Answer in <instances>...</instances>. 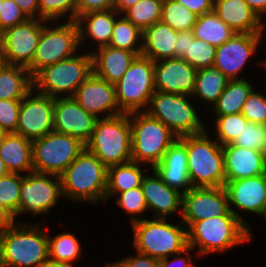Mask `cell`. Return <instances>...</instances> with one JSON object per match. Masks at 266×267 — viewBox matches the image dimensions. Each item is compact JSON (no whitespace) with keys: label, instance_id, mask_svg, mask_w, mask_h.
Masks as SVG:
<instances>
[{"label":"cell","instance_id":"60","mask_svg":"<svg viewBox=\"0 0 266 267\" xmlns=\"http://www.w3.org/2000/svg\"><path fill=\"white\" fill-rule=\"evenodd\" d=\"M107 267H126L121 261L108 264Z\"/></svg>","mask_w":266,"mask_h":267},{"label":"cell","instance_id":"37","mask_svg":"<svg viewBox=\"0 0 266 267\" xmlns=\"http://www.w3.org/2000/svg\"><path fill=\"white\" fill-rule=\"evenodd\" d=\"M198 15L176 0H163L161 22L175 31H192Z\"/></svg>","mask_w":266,"mask_h":267},{"label":"cell","instance_id":"54","mask_svg":"<svg viewBox=\"0 0 266 267\" xmlns=\"http://www.w3.org/2000/svg\"><path fill=\"white\" fill-rule=\"evenodd\" d=\"M14 222L12 214L0 204V231L11 226Z\"/></svg>","mask_w":266,"mask_h":267},{"label":"cell","instance_id":"34","mask_svg":"<svg viewBox=\"0 0 266 267\" xmlns=\"http://www.w3.org/2000/svg\"><path fill=\"white\" fill-rule=\"evenodd\" d=\"M230 79L214 66L197 69L192 95L208 104H215Z\"/></svg>","mask_w":266,"mask_h":267},{"label":"cell","instance_id":"52","mask_svg":"<svg viewBox=\"0 0 266 267\" xmlns=\"http://www.w3.org/2000/svg\"><path fill=\"white\" fill-rule=\"evenodd\" d=\"M28 19H39L38 0H14ZM38 17V18H37Z\"/></svg>","mask_w":266,"mask_h":267},{"label":"cell","instance_id":"29","mask_svg":"<svg viewBox=\"0 0 266 267\" xmlns=\"http://www.w3.org/2000/svg\"><path fill=\"white\" fill-rule=\"evenodd\" d=\"M116 16H119V14L113 8L105 11H91L79 16L75 20L79 29V43L90 36L92 40L99 43V48L108 46L113 34ZM84 21H88L85 28L82 27Z\"/></svg>","mask_w":266,"mask_h":267},{"label":"cell","instance_id":"23","mask_svg":"<svg viewBox=\"0 0 266 267\" xmlns=\"http://www.w3.org/2000/svg\"><path fill=\"white\" fill-rule=\"evenodd\" d=\"M152 171L164 181L169 187L178 191L183 189L182 194L192 188L188 174L186 145L179 139L167 149L160 163L156 164Z\"/></svg>","mask_w":266,"mask_h":267},{"label":"cell","instance_id":"59","mask_svg":"<svg viewBox=\"0 0 266 267\" xmlns=\"http://www.w3.org/2000/svg\"><path fill=\"white\" fill-rule=\"evenodd\" d=\"M6 65L5 57L0 46V71Z\"/></svg>","mask_w":266,"mask_h":267},{"label":"cell","instance_id":"12","mask_svg":"<svg viewBox=\"0 0 266 267\" xmlns=\"http://www.w3.org/2000/svg\"><path fill=\"white\" fill-rule=\"evenodd\" d=\"M79 43V29L76 21H68L55 28H42L32 64L28 67L34 78L42 69L74 56Z\"/></svg>","mask_w":266,"mask_h":267},{"label":"cell","instance_id":"51","mask_svg":"<svg viewBox=\"0 0 266 267\" xmlns=\"http://www.w3.org/2000/svg\"><path fill=\"white\" fill-rule=\"evenodd\" d=\"M190 250H193L190 246H188L184 251L177 253L178 258H176L173 261H168V257L162 258L159 260V267H175L177 264V267H193L191 260V255H188V257H180L182 253L186 252L189 253Z\"/></svg>","mask_w":266,"mask_h":267},{"label":"cell","instance_id":"25","mask_svg":"<svg viewBox=\"0 0 266 267\" xmlns=\"http://www.w3.org/2000/svg\"><path fill=\"white\" fill-rule=\"evenodd\" d=\"M213 11L236 33H262L263 23L245 0H214Z\"/></svg>","mask_w":266,"mask_h":267},{"label":"cell","instance_id":"61","mask_svg":"<svg viewBox=\"0 0 266 267\" xmlns=\"http://www.w3.org/2000/svg\"><path fill=\"white\" fill-rule=\"evenodd\" d=\"M5 134L6 133L0 128V142L2 141V138Z\"/></svg>","mask_w":266,"mask_h":267},{"label":"cell","instance_id":"58","mask_svg":"<svg viewBox=\"0 0 266 267\" xmlns=\"http://www.w3.org/2000/svg\"><path fill=\"white\" fill-rule=\"evenodd\" d=\"M9 171L6 168L4 161L2 160V158L0 157V178H2L4 175L8 174Z\"/></svg>","mask_w":266,"mask_h":267},{"label":"cell","instance_id":"5","mask_svg":"<svg viewBox=\"0 0 266 267\" xmlns=\"http://www.w3.org/2000/svg\"><path fill=\"white\" fill-rule=\"evenodd\" d=\"M85 146L106 167L132 161L130 113L98 118Z\"/></svg>","mask_w":266,"mask_h":267},{"label":"cell","instance_id":"1","mask_svg":"<svg viewBox=\"0 0 266 267\" xmlns=\"http://www.w3.org/2000/svg\"><path fill=\"white\" fill-rule=\"evenodd\" d=\"M19 224L0 231V267H40L49 258L48 235L37 224Z\"/></svg>","mask_w":266,"mask_h":267},{"label":"cell","instance_id":"27","mask_svg":"<svg viewBox=\"0 0 266 267\" xmlns=\"http://www.w3.org/2000/svg\"><path fill=\"white\" fill-rule=\"evenodd\" d=\"M0 157L10 173L34 172L32 140L16 133H6L0 142Z\"/></svg>","mask_w":266,"mask_h":267},{"label":"cell","instance_id":"7","mask_svg":"<svg viewBox=\"0 0 266 267\" xmlns=\"http://www.w3.org/2000/svg\"><path fill=\"white\" fill-rule=\"evenodd\" d=\"M130 124L132 161L149 162L152 168L161 162L164 153L178 138L161 121L142 110L130 113Z\"/></svg>","mask_w":266,"mask_h":267},{"label":"cell","instance_id":"49","mask_svg":"<svg viewBox=\"0 0 266 267\" xmlns=\"http://www.w3.org/2000/svg\"><path fill=\"white\" fill-rule=\"evenodd\" d=\"M133 257H125L120 260L126 267H159V260L149 255L136 252Z\"/></svg>","mask_w":266,"mask_h":267},{"label":"cell","instance_id":"18","mask_svg":"<svg viewBox=\"0 0 266 267\" xmlns=\"http://www.w3.org/2000/svg\"><path fill=\"white\" fill-rule=\"evenodd\" d=\"M263 33H235L229 40L216 48L213 66L230 80L240 79L238 74L252 56Z\"/></svg>","mask_w":266,"mask_h":267},{"label":"cell","instance_id":"15","mask_svg":"<svg viewBox=\"0 0 266 267\" xmlns=\"http://www.w3.org/2000/svg\"><path fill=\"white\" fill-rule=\"evenodd\" d=\"M62 195L61 179L56 174L31 172L21 175L19 212L14 216L31 212L44 214L57 203Z\"/></svg>","mask_w":266,"mask_h":267},{"label":"cell","instance_id":"40","mask_svg":"<svg viewBox=\"0 0 266 267\" xmlns=\"http://www.w3.org/2000/svg\"><path fill=\"white\" fill-rule=\"evenodd\" d=\"M21 175L8 173L0 178V204L14 217L19 212Z\"/></svg>","mask_w":266,"mask_h":267},{"label":"cell","instance_id":"6","mask_svg":"<svg viewBox=\"0 0 266 267\" xmlns=\"http://www.w3.org/2000/svg\"><path fill=\"white\" fill-rule=\"evenodd\" d=\"M134 247L136 252L149 255L158 260L179 252L188 247L187 228L174 226L166 218L139 219L132 223Z\"/></svg>","mask_w":266,"mask_h":267},{"label":"cell","instance_id":"17","mask_svg":"<svg viewBox=\"0 0 266 267\" xmlns=\"http://www.w3.org/2000/svg\"><path fill=\"white\" fill-rule=\"evenodd\" d=\"M98 118L88 113L74 97L55 98L54 131L76 137L86 144Z\"/></svg>","mask_w":266,"mask_h":267},{"label":"cell","instance_id":"63","mask_svg":"<svg viewBox=\"0 0 266 267\" xmlns=\"http://www.w3.org/2000/svg\"><path fill=\"white\" fill-rule=\"evenodd\" d=\"M263 153H264V155H265V160H266V148H265V151H264Z\"/></svg>","mask_w":266,"mask_h":267},{"label":"cell","instance_id":"38","mask_svg":"<svg viewBox=\"0 0 266 267\" xmlns=\"http://www.w3.org/2000/svg\"><path fill=\"white\" fill-rule=\"evenodd\" d=\"M80 247L78 239L70 233L48 237L49 258L55 261L72 263L79 258Z\"/></svg>","mask_w":266,"mask_h":267},{"label":"cell","instance_id":"8","mask_svg":"<svg viewBox=\"0 0 266 267\" xmlns=\"http://www.w3.org/2000/svg\"><path fill=\"white\" fill-rule=\"evenodd\" d=\"M92 73V52L80 56L75 54L42 69L33 78L34 89L52 98H58V95L63 93L73 97L77 88Z\"/></svg>","mask_w":266,"mask_h":267},{"label":"cell","instance_id":"50","mask_svg":"<svg viewBox=\"0 0 266 267\" xmlns=\"http://www.w3.org/2000/svg\"><path fill=\"white\" fill-rule=\"evenodd\" d=\"M194 14L201 16L204 13L213 11L214 0H176Z\"/></svg>","mask_w":266,"mask_h":267},{"label":"cell","instance_id":"14","mask_svg":"<svg viewBox=\"0 0 266 267\" xmlns=\"http://www.w3.org/2000/svg\"><path fill=\"white\" fill-rule=\"evenodd\" d=\"M45 21L27 19L0 33V46L6 64L25 68L32 64Z\"/></svg>","mask_w":266,"mask_h":267},{"label":"cell","instance_id":"39","mask_svg":"<svg viewBox=\"0 0 266 267\" xmlns=\"http://www.w3.org/2000/svg\"><path fill=\"white\" fill-rule=\"evenodd\" d=\"M216 47L195 38L189 31V46L183 59L195 69L211 67L215 61Z\"/></svg>","mask_w":266,"mask_h":267},{"label":"cell","instance_id":"28","mask_svg":"<svg viewBox=\"0 0 266 267\" xmlns=\"http://www.w3.org/2000/svg\"><path fill=\"white\" fill-rule=\"evenodd\" d=\"M177 32L163 22H157L143 31L142 55L154 62L175 58Z\"/></svg>","mask_w":266,"mask_h":267},{"label":"cell","instance_id":"3","mask_svg":"<svg viewBox=\"0 0 266 267\" xmlns=\"http://www.w3.org/2000/svg\"><path fill=\"white\" fill-rule=\"evenodd\" d=\"M186 145L188 174L192 187L225 186L224 152L206 132L179 137Z\"/></svg>","mask_w":266,"mask_h":267},{"label":"cell","instance_id":"47","mask_svg":"<svg viewBox=\"0 0 266 267\" xmlns=\"http://www.w3.org/2000/svg\"><path fill=\"white\" fill-rule=\"evenodd\" d=\"M27 19L14 0H3L0 11V33L10 27L25 22Z\"/></svg>","mask_w":266,"mask_h":267},{"label":"cell","instance_id":"43","mask_svg":"<svg viewBox=\"0 0 266 267\" xmlns=\"http://www.w3.org/2000/svg\"><path fill=\"white\" fill-rule=\"evenodd\" d=\"M232 145L264 152L266 148V124L247 122Z\"/></svg>","mask_w":266,"mask_h":267},{"label":"cell","instance_id":"32","mask_svg":"<svg viewBox=\"0 0 266 267\" xmlns=\"http://www.w3.org/2000/svg\"><path fill=\"white\" fill-rule=\"evenodd\" d=\"M192 32L195 38L201 39L216 48L236 33L214 11L198 16Z\"/></svg>","mask_w":266,"mask_h":267},{"label":"cell","instance_id":"35","mask_svg":"<svg viewBox=\"0 0 266 267\" xmlns=\"http://www.w3.org/2000/svg\"><path fill=\"white\" fill-rule=\"evenodd\" d=\"M113 34L108 46L142 54L143 42L136 47L139 40L143 41V31L129 21L123 14L121 19L116 18Z\"/></svg>","mask_w":266,"mask_h":267},{"label":"cell","instance_id":"33","mask_svg":"<svg viewBox=\"0 0 266 267\" xmlns=\"http://www.w3.org/2000/svg\"><path fill=\"white\" fill-rule=\"evenodd\" d=\"M253 90L254 87L245 79L229 80L214 104L216 116L241 113L245 101Z\"/></svg>","mask_w":266,"mask_h":267},{"label":"cell","instance_id":"20","mask_svg":"<svg viewBox=\"0 0 266 267\" xmlns=\"http://www.w3.org/2000/svg\"><path fill=\"white\" fill-rule=\"evenodd\" d=\"M160 61V62H159ZM197 69L183 58H166L154 62L155 90L192 97Z\"/></svg>","mask_w":266,"mask_h":267},{"label":"cell","instance_id":"57","mask_svg":"<svg viewBox=\"0 0 266 267\" xmlns=\"http://www.w3.org/2000/svg\"><path fill=\"white\" fill-rule=\"evenodd\" d=\"M40 267H72L71 263H64L48 258Z\"/></svg>","mask_w":266,"mask_h":267},{"label":"cell","instance_id":"41","mask_svg":"<svg viewBox=\"0 0 266 267\" xmlns=\"http://www.w3.org/2000/svg\"><path fill=\"white\" fill-rule=\"evenodd\" d=\"M248 120L241 114L217 116L216 134L221 146L232 144L240 135Z\"/></svg>","mask_w":266,"mask_h":267},{"label":"cell","instance_id":"45","mask_svg":"<svg viewBox=\"0 0 266 267\" xmlns=\"http://www.w3.org/2000/svg\"><path fill=\"white\" fill-rule=\"evenodd\" d=\"M241 114L248 122L266 124V97L253 90L245 101Z\"/></svg>","mask_w":266,"mask_h":267},{"label":"cell","instance_id":"10","mask_svg":"<svg viewBox=\"0 0 266 267\" xmlns=\"http://www.w3.org/2000/svg\"><path fill=\"white\" fill-rule=\"evenodd\" d=\"M187 97L189 95L155 91L149 109L143 111L161 121L178 138L202 133L205 126Z\"/></svg>","mask_w":266,"mask_h":267},{"label":"cell","instance_id":"19","mask_svg":"<svg viewBox=\"0 0 266 267\" xmlns=\"http://www.w3.org/2000/svg\"><path fill=\"white\" fill-rule=\"evenodd\" d=\"M74 99L90 114L98 117V113L112 110L104 118L122 114L117 100L115 85L97 76L94 72L77 88Z\"/></svg>","mask_w":266,"mask_h":267},{"label":"cell","instance_id":"24","mask_svg":"<svg viewBox=\"0 0 266 267\" xmlns=\"http://www.w3.org/2000/svg\"><path fill=\"white\" fill-rule=\"evenodd\" d=\"M153 176H144L141 190L145 197L147 209H152L156 218H166L175 213L182 205V192L169 187L153 171Z\"/></svg>","mask_w":266,"mask_h":267},{"label":"cell","instance_id":"42","mask_svg":"<svg viewBox=\"0 0 266 267\" xmlns=\"http://www.w3.org/2000/svg\"><path fill=\"white\" fill-rule=\"evenodd\" d=\"M39 19L47 21L55 20L70 13V21L76 20L77 0H38Z\"/></svg>","mask_w":266,"mask_h":267},{"label":"cell","instance_id":"2","mask_svg":"<svg viewBox=\"0 0 266 267\" xmlns=\"http://www.w3.org/2000/svg\"><path fill=\"white\" fill-rule=\"evenodd\" d=\"M62 195L78 201L105 200L107 167L86 148L60 175Z\"/></svg>","mask_w":266,"mask_h":267},{"label":"cell","instance_id":"13","mask_svg":"<svg viewBox=\"0 0 266 267\" xmlns=\"http://www.w3.org/2000/svg\"><path fill=\"white\" fill-rule=\"evenodd\" d=\"M180 212L183 216L182 224H185L186 228L193 222L223 215H235L248 227L246 221L230 207L224 186L192 187L182 194Z\"/></svg>","mask_w":266,"mask_h":267},{"label":"cell","instance_id":"11","mask_svg":"<svg viewBox=\"0 0 266 267\" xmlns=\"http://www.w3.org/2000/svg\"><path fill=\"white\" fill-rule=\"evenodd\" d=\"M85 148L78 138L52 131L32 140L33 170L60 176Z\"/></svg>","mask_w":266,"mask_h":267},{"label":"cell","instance_id":"53","mask_svg":"<svg viewBox=\"0 0 266 267\" xmlns=\"http://www.w3.org/2000/svg\"><path fill=\"white\" fill-rule=\"evenodd\" d=\"M189 46V31L177 32V39L175 44V57L183 58L188 51Z\"/></svg>","mask_w":266,"mask_h":267},{"label":"cell","instance_id":"31","mask_svg":"<svg viewBox=\"0 0 266 267\" xmlns=\"http://www.w3.org/2000/svg\"><path fill=\"white\" fill-rule=\"evenodd\" d=\"M140 163L130 161L125 164L112 165L107 167V188L105 200L136 187H141L145 175L139 167Z\"/></svg>","mask_w":266,"mask_h":267},{"label":"cell","instance_id":"21","mask_svg":"<svg viewBox=\"0 0 266 267\" xmlns=\"http://www.w3.org/2000/svg\"><path fill=\"white\" fill-rule=\"evenodd\" d=\"M229 204L240 210L266 217V173L240 180L226 181Z\"/></svg>","mask_w":266,"mask_h":267},{"label":"cell","instance_id":"62","mask_svg":"<svg viewBox=\"0 0 266 267\" xmlns=\"http://www.w3.org/2000/svg\"><path fill=\"white\" fill-rule=\"evenodd\" d=\"M3 3V0H0V11H1V4Z\"/></svg>","mask_w":266,"mask_h":267},{"label":"cell","instance_id":"56","mask_svg":"<svg viewBox=\"0 0 266 267\" xmlns=\"http://www.w3.org/2000/svg\"><path fill=\"white\" fill-rule=\"evenodd\" d=\"M140 0H115L113 9H115L118 13H123L130 8L131 6H134L137 2Z\"/></svg>","mask_w":266,"mask_h":267},{"label":"cell","instance_id":"9","mask_svg":"<svg viewBox=\"0 0 266 267\" xmlns=\"http://www.w3.org/2000/svg\"><path fill=\"white\" fill-rule=\"evenodd\" d=\"M116 100L123 113L140 112L148 104L155 90L154 61L138 55L115 84Z\"/></svg>","mask_w":266,"mask_h":267},{"label":"cell","instance_id":"55","mask_svg":"<svg viewBox=\"0 0 266 267\" xmlns=\"http://www.w3.org/2000/svg\"><path fill=\"white\" fill-rule=\"evenodd\" d=\"M248 6L258 15L261 19L262 14L266 12V0H245Z\"/></svg>","mask_w":266,"mask_h":267},{"label":"cell","instance_id":"36","mask_svg":"<svg viewBox=\"0 0 266 267\" xmlns=\"http://www.w3.org/2000/svg\"><path fill=\"white\" fill-rule=\"evenodd\" d=\"M163 0H140L123 14L135 26L144 31L161 21Z\"/></svg>","mask_w":266,"mask_h":267},{"label":"cell","instance_id":"26","mask_svg":"<svg viewBox=\"0 0 266 267\" xmlns=\"http://www.w3.org/2000/svg\"><path fill=\"white\" fill-rule=\"evenodd\" d=\"M137 55L134 52L112 46H102L92 51L93 72L100 78L115 84L128 70Z\"/></svg>","mask_w":266,"mask_h":267},{"label":"cell","instance_id":"48","mask_svg":"<svg viewBox=\"0 0 266 267\" xmlns=\"http://www.w3.org/2000/svg\"><path fill=\"white\" fill-rule=\"evenodd\" d=\"M115 0H77L76 19L91 11H105L113 8Z\"/></svg>","mask_w":266,"mask_h":267},{"label":"cell","instance_id":"4","mask_svg":"<svg viewBox=\"0 0 266 267\" xmlns=\"http://www.w3.org/2000/svg\"><path fill=\"white\" fill-rule=\"evenodd\" d=\"M188 246L199 247V255L225 252L250 240L248 228L237 216L223 215L193 222L187 228Z\"/></svg>","mask_w":266,"mask_h":267},{"label":"cell","instance_id":"30","mask_svg":"<svg viewBox=\"0 0 266 267\" xmlns=\"http://www.w3.org/2000/svg\"><path fill=\"white\" fill-rule=\"evenodd\" d=\"M34 89L28 68L6 64L0 71V100H22Z\"/></svg>","mask_w":266,"mask_h":267},{"label":"cell","instance_id":"44","mask_svg":"<svg viewBox=\"0 0 266 267\" xmlns=\"http://www.w3.org/2000/svg\"><path fill=\"white\" fill-rule=\"evenodd\" d=\"M120 195L116 199V203L125 210L126 213L133 215L131 217V222H136L139 220L135 215L145 212L147 209V204L145 197L142 193L141 187H136L124 192L119 193Z\"/></svg>","mask_w":266,"mask_h":267},{"label":"cell","instance_id":"16","mask_svg":"<svg viewBox=\"0 0 266 267\" xmlns=\"http://www.w3.org/2000/svg\"><path fill=\"white\" fill-rule=\"evenodd\" d=\"M30 91L20 105L16 134L35 140L54 131L55 98Z\"/></svg>","mask_w":266,"mask_h":267},{"label":"cell","instance_id":"46","mask_svg":"<svg viewBox=\"0 0 266 267\" xmlns=\"http://www.w3.org/2000/svg\"><path fill=\"white\" fill-rule=\"evenodd\" d=\"M21 100H0V128L15 133L18 125Z\"/></svg>","mask_w":266,"mask_h":267},{"label":"cell","instance_id":"22","mask_svg":"<svg viewBox=\"0 0 266 267\" xmlns=\"http://www.w3.org/2000/svg\"><path fill=\"white\" fill-rule=\"evenodd\" d=\"M224 152L226 181L256 177L266 173V160L263 152L240 148L227 144Z\"/></svg>","mask_w":266,"mask_h":267}]
</instances>
